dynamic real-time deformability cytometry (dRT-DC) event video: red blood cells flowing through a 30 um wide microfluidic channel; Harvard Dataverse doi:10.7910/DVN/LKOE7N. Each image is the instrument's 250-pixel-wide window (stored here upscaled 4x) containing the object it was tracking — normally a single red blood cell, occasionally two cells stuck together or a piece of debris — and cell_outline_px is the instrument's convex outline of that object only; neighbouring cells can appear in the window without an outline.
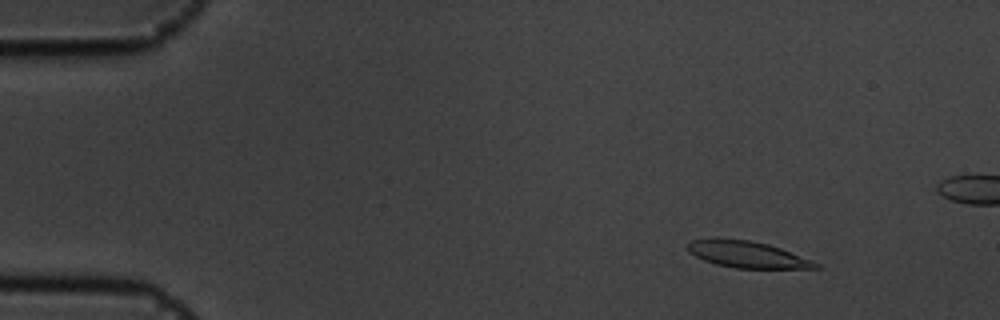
{"species": "common noctule bat (a hibernating species)", "species_latin": "Nyctalus noctula", "temperature_condition": "cold", "stored_images_in_passage": 58, "camera_frame_rate_fps": 3000, "um_per_image_px": 0.085, "animal": {"sex": "male", "body_mass_g": 19.5, "forearm_length_mm": 54.6}, "frame": {"image": 1, "passage_image": 7, "time_ms": 2.0, "image_size_px": [1000, 320], "cell_outline_px": [[824, 268], [736, 268], [716, 264], [704, 260], [688, 252], [688, 244], [692, 240], [708, 236], [716, 236], [752, 240], [768, 244], [780, 248], [812, 260], [820, 264]], "centroid_in_image_um": [63.47, 21.59], "position_along_channel_um": 21.5, "area_um2": 20.23}}
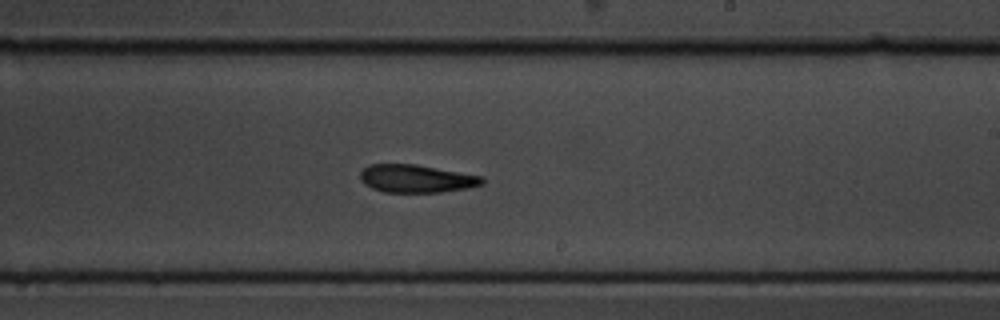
{"frame": {"image": 2, "passage_image": 34, "time_ms": 11.0, "image_size_px": [1000, 320], "cell_outline_px": [[484, 184], [468, 188], [440, 192], [384, 192], [372, 188], [364, 184], [360, 180], [360, 172], [368, 164], [416, 164], [484, 176]], "centroid_in_image_um": [35.4, 15.18], "position_along_channel_um": 253.6, "area_um2": 20.0}}
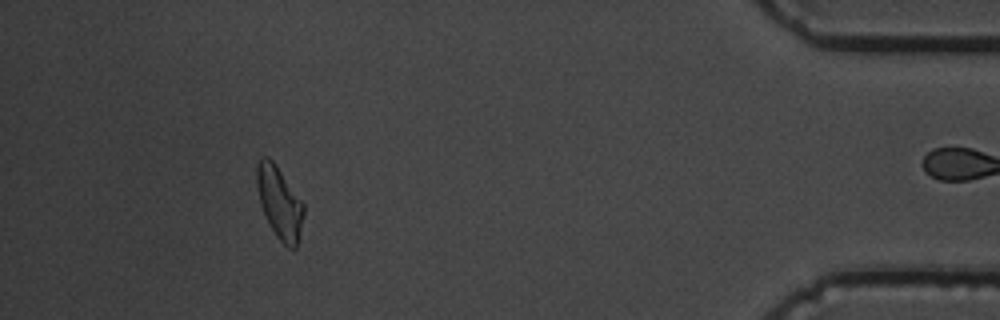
{"frame": {"image": 3, "passage_image": 52, "time_ms": 17.0, "image_size_px": [1000, 320], "cell_outline_px": [[304, 212], [296, 248], [288, 248], [276, 236], [260, 204], [256, 184], [256, 168], [260, 156], [268, 156], [276, 164], [304, 204]], "centroid_in_image_um": [23.74, 17.17], "position_along_channel_um": 411.5, "area_um2": 19.48}, "authors_computed_cell_mechanics": {"area_um2": 20.4034, "velocity_mm_per_s": 3.5409, "shape_relaxation_time_tau1_ms": 4.6458, "shape_relaxation_time_tau2_ms": null, "deformation_change_tau1": 0.1455, "deformation_change_tau2": null}}